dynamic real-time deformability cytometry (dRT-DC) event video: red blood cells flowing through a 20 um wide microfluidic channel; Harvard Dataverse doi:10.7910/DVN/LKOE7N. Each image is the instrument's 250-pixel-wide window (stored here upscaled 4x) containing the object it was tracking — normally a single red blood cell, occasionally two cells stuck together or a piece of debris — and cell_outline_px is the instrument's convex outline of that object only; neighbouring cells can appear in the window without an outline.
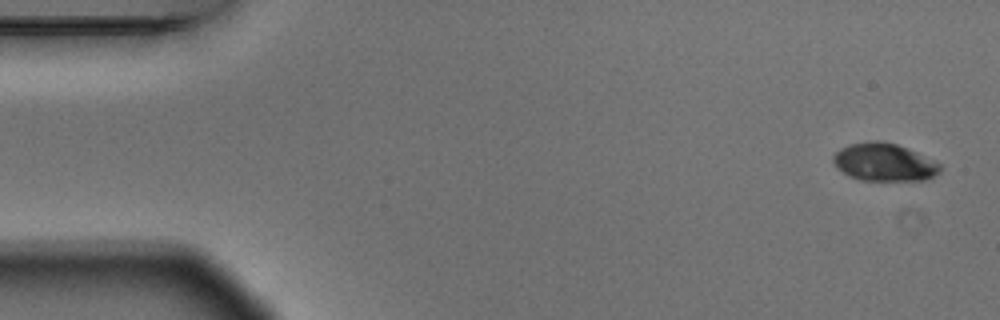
{"species": "Egyptian fruit bat (a non-hibernating species)", "species_latin": "Rousettus aegyptiacus", "temperature_condition": "warm", "stored_images_in_passage": 5, "camera_frame_rate_fps": 3000, "um_per_image_px": 0.085, "animal": {"sex": "male"}, "frame": {"image": 1, "passage_image": 1, "time_ms": 0.0, "image_size_px": [1000, 320], "cell_outline_px": [[940, 172], [924, 180], [860, 180], [848, 176], [832, 160], [832, 156], [840, 148], [848, 144], [872, 140], [880, 140], [896, 144], [916, 152], [940, 164]], "centroid_in_image_um": [75.12, 13.78], "position_along_channel_um": 9.9, "area_um2": 23.29}}
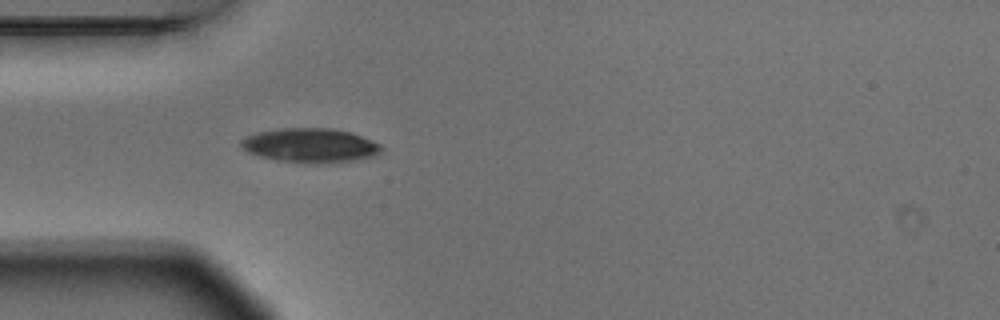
{"frame": {"image": 2, "passage_image": 5, "time_ms": 1.333, "image_size_px": [1000, 320], "cell_outline_px": [[384, 148], [380, 152], [372, 156], [348, 160], [316, 164], [276, 160], [260, 156], [248, 152], [240, 144], [240, 140], [248, 136], [260, 132], [280, 128], [328, 128], [348, 132], [360, 136], [380, 144]], "centroid_in_image_um": [26.34, 12.36], "position_along_channel_um": 58.7, "area_um2": 27.46}}